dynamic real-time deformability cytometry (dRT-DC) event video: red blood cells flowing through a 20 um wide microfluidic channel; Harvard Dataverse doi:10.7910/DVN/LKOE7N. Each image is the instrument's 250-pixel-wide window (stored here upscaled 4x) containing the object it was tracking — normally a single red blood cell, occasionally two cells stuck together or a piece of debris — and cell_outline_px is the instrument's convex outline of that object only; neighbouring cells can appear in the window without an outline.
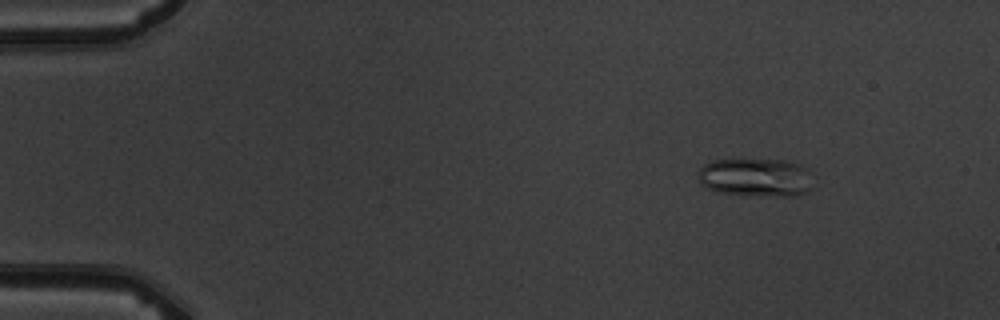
{"species": "common noctule bat (a hibernating species)", "species_latin": "Nyctalus noctula", "temperature_condition": "warm", "stored_images_in_passage": 6, "camera_frame_rate_fps": 3000, "um_per_image_px": 0.085, "animal": {"sex": "male", "body_mass_g": 19.5, "forearm_length_mm": 54.6}, "frame": {"image": 1, "passage_image": 3, "time_ms": 2.333, "image_size_px": [1000, 320], "cell_outline_px": [[812, 188], [804, 192], [792, 196], [776, 196], [720, 192], [708, 188], [700, 184], [700, 168], [704, 164], [712, 160], [788, 160], [800, 164], [804, 168]], "centroid_in_image_um": [64.21, 15.07], "position_along_channel_um": 20.8, "area_um2": 25.03}}